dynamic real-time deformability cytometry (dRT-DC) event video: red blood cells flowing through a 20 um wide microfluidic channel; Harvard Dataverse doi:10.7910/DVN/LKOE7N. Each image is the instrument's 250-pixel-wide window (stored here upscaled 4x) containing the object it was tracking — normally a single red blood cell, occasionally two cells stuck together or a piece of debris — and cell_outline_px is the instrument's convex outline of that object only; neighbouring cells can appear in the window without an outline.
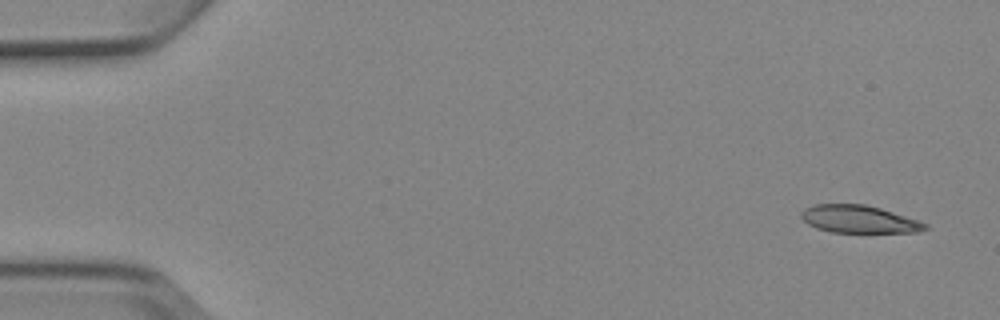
{"species": "Egyptian fruit bat (a non-hibernating species)", "species_latin": "Rousettus aegyptiacus", "temperature_condition": "cold", "stored_images_in_passage": 4, "camera_frame_rate_fps": 3000, "um_per_image_px": 0.085, "animal": {"sex": "female"}, "frame": {"image": 1, "passage_image": 1, "time_ms": 0.0, "image_size_px": [1000, 320], "cell_outline_px": [[928, 228], [916, 232], [832, 232], [816, 228], [808, 224], [800, 216], [800, 212], [804, 208], [816, 204], [864, 204], [880, 208], [928, 224]], "centroid_in_image_um": [72.96, 18.63], "position_along_channel_um": 12.0, "area_um2": 19.71}}
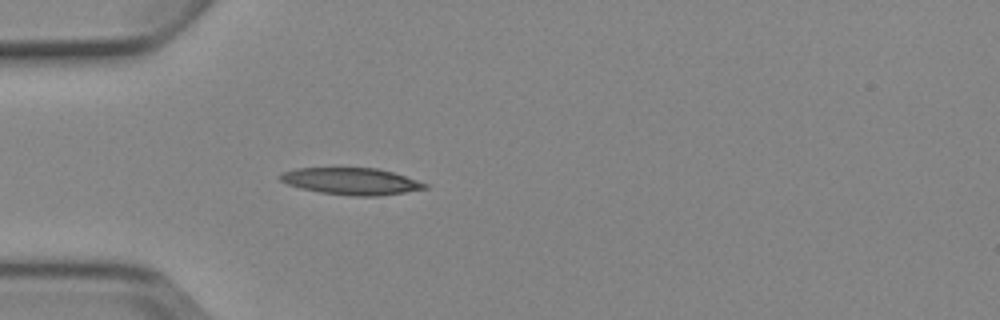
{"frame": {"image": 2, "passage_image": 4, "time_ms": 4.333, "image_size_px": [1000, 320], "cell_outline_px": [[428, 188], [380, 196], [352, 196], [320, 192], [300, 188], [288, 184], [280, 180], [276, 176], [280, 172], [296, 168], [376, 168], [392, 172], [428, 184]], "centroid_in_image_um": [29.8, 15.4], "position_along_channel_um": 55.2, "area_um2": 22.6}}